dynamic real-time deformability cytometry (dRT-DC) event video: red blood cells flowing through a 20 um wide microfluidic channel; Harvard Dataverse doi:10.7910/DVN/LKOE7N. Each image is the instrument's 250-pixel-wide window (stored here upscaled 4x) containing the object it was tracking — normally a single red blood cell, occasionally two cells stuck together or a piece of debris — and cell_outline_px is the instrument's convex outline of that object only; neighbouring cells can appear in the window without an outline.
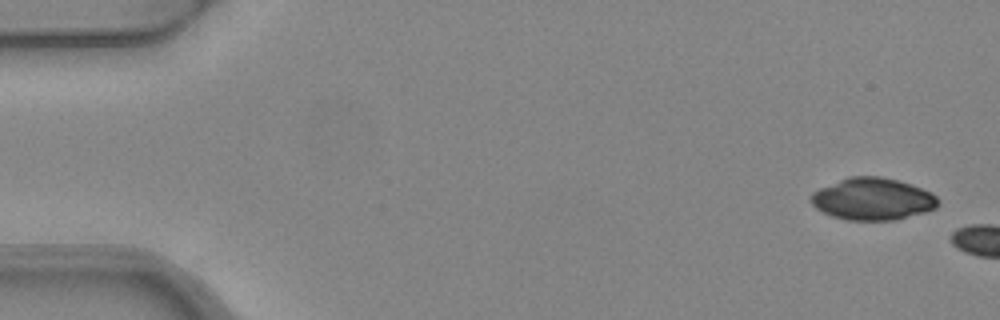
{"species": "common noctule bat (a hibernating species)", "species_latin": "Nyctalus noctula", "temperature_condition": "warm", "stored_images_in_passage": 2, "camera_frame_rate_fps": 3000, "um_per_image_px": 0.085, "animal": {"sex": "female", "body_mass_g": 24.6, "forearm_length_mm": 56.2}, "frame": {"image": 1, "passage_image": 1, "time_ms": 0.0, "image_size_px": [1000, 320], "cell_outline_px": [[940, 200], [936, 208], [924, 212], [896, 220], [848, 220], [832, 216], [816, 208], [812, 204], [808, 196], [812, 192], [820, 188], [848, 176], [880, 176], [912, 184], [932, 192]], "centroid_in_image_um": [74.18, 16.91], "position_along_channel_um": 10.8, "area_um2": 31.33}}